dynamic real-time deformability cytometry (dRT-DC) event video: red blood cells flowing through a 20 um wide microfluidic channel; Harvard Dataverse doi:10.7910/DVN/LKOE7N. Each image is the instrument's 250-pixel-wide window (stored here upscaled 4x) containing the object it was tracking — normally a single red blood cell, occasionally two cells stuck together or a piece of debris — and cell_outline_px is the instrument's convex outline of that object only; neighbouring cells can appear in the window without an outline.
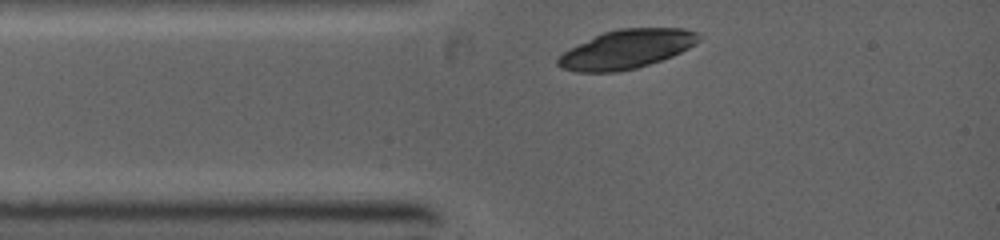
{"species": "common noctule bat (a hibernating species)", "species_latin": "Nyctalus noctula", "temperature_condition": "warm", "stored_images_in_passage": 2, "camera_frame_rate_fps": 5000, "um_per_image_px": 0.085, "animal": {"sex": "female", "body_mass_g": 19.0, "forearm_length_mm": 53.3}, "frame": {"image": 1, "passage_image": 1, "time_ms": 0.0, "image_size_px": [1000, 240], "cell_outline_px": [[704, 36], [696, 44], [672, 56], [636, 68], [616, 72], [576, 72], [560, 68], [556, 64], [556, 60], [564, 52], [604, 32], [620, 28], [684, 28], [700, 32]], "centroid_in_image_um": [53.32, 4.18], "position_along_channel_um": 31.7, "area_um2": 31.79}}